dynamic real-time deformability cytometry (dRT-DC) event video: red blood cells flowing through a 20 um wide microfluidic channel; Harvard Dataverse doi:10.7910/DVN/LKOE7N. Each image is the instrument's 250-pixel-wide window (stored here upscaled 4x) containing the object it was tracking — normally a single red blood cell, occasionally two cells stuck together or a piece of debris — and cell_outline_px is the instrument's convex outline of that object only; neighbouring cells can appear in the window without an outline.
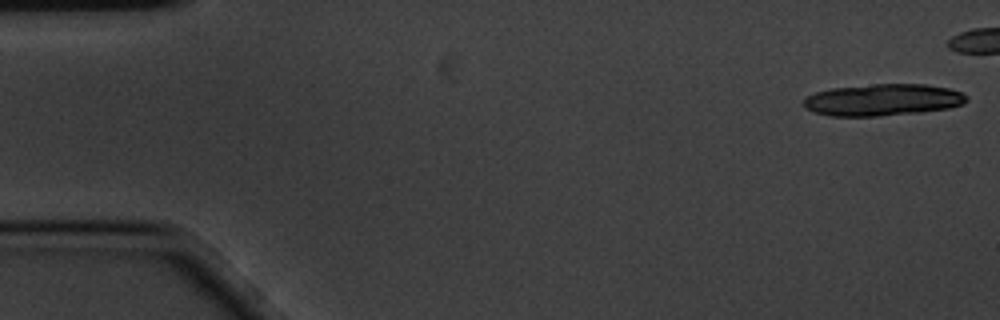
{"species": "common noctule bat (a hibernating species)", "species_latin": "Nyctalus noctula", "temperature_condition": "cold", "stored_images_in_passage": 9, "camera_frame_rate_fps": 3000, "um_per_image_px": 0.085, "animal": {"sex": "male", "body_mass_g": 20.1, "forearm_length_mm": 53.5}, "frame": {"image": 1, "passage_image": 1, "time_ms": 0.0, "image_size_px": [1000, 320], "cell_outline_px": [[968, 100], [964, 104], [948, 108], [920, 112], [876, 116], [832, 116], [816, 112], [804, 108], [804, 100], [808, 96], [816, 92], [832, 88], [876, 84], [924, 84], [948, 88], [960, 92], [968, 96]], "centroid_in_image_um": [75.06, 8.49], "position_along_channel_um": 9.9, "area_um2": 30.0}}
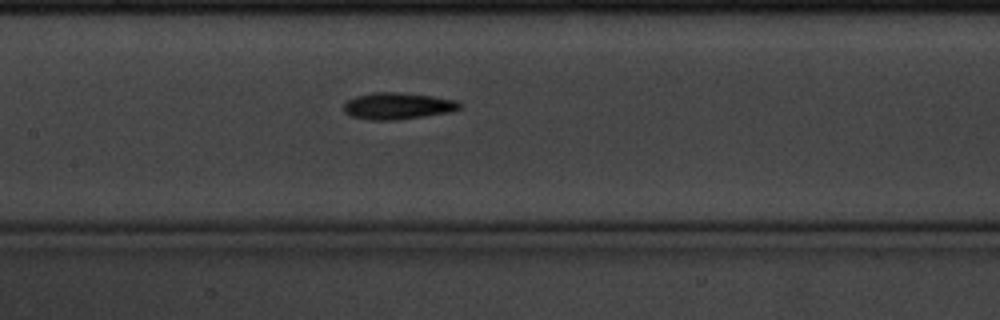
{"frame": {"image": 2, "passage_image": 9, "time_ms": 2.667, "image_size_px": [1000, 320], "cell_outline_px": [[460, 108], [452, 112], [396, 120], [368, 120], [352, 116], [344, 112], [344, 104], [348, 100], [356, 96], [372, 92], [396, 92], [432, 96], [456, 100], [460, 104]], "centroid_in_image_um": [33.79, 9.01], "position_along_channel_um": 173.6, "area_um2": 17.98}}